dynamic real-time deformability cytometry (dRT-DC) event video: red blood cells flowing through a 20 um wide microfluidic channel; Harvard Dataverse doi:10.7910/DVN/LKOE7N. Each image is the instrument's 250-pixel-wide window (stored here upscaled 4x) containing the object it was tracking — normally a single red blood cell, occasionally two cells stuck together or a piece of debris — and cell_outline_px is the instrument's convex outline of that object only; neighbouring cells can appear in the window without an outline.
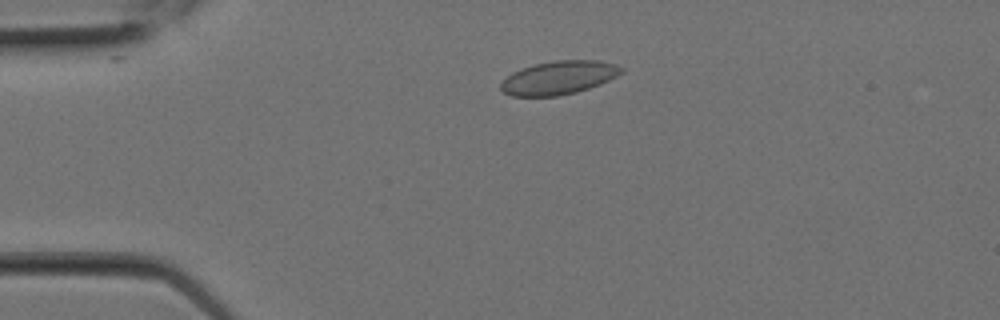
{"species": "Egyptian fruit bat (a non-hibernating species)", "species_latin": "Rousettus aegyptiacus", "temperature_condition": "room temperature", "stored_images_in_passage": 4, "camera_frame_rate_fps": 3000, "um_per_image_px": 0.085, "animal": {"sex": "female"}, "frame": {"image": 1, "passage_image": 1, "time_ms": 0.0, "image_size_px": [1000, 320], "cell_outline_px": [[624, 72], [600, 84], [576, 92], [556, 96], [512, 96], [504, 92], [500, 88], [500, 84], [512, 72], [532, 64], [556, 60], [600, 60], [616, 64], [624, 68]], "centroid_in_image_um": [47.51, 6.59], "position_along_channel_um": 37.5, "area_um2": 23.52}}
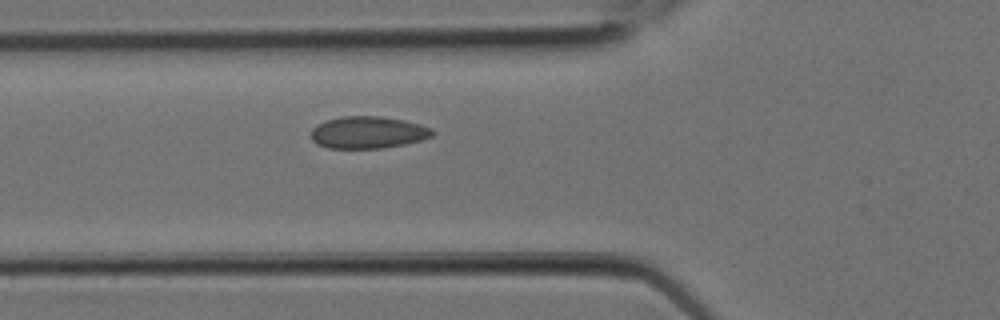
{"frame": {"image": 2, "passage_image": 4, "time_ms": 1.0, "image_size_px": [1000, 320], "cell_outline_px": [[436, 132], [432, 136], [420, 140], [404, 144], [384, 148], [328, 148], [316, 144], [312, 140], [312, 128], [316, 124], [328, 120], [344, 116], [380, 116], [404, 120], [420, 124], [432, 128]], "centroid_in_image_um": [31.29, 11.25], "position_along_channel_um": 94.5, "area_um2": 22.72}}